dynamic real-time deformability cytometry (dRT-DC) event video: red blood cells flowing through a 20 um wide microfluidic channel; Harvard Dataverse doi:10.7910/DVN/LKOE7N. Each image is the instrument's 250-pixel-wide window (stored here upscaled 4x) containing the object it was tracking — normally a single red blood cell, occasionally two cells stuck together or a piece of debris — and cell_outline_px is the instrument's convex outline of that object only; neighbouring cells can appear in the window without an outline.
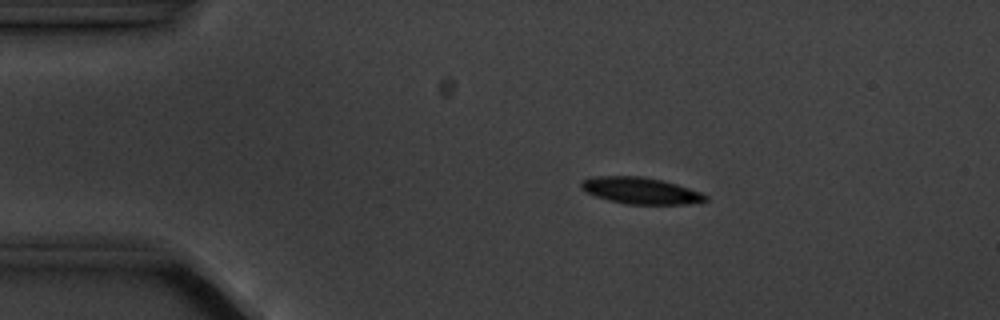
{"species": "common noctule bat (a hibernating species)", "species_latin": "Nyctalus noctula", "temperature_condition": "cold", "stored_images_in_passage": 3, "camera_frame_rate_fps": 3000, "um_per_image_px": 0.085, "animal": {"sex": "male", "body_mass_g": 20.1, "forearm_length_mm": 53.5}, "frame": {"image": 1, "passage_image": 2, "time_ms": 1.0, "image_size_px": [1000, 320], "cell_outline_px": [[708, 200], [688, 204], [628, 204], [608, 200], [596, 196], [580, 188], [580, 184], [584, 180], [592, 176], [644, 176], [676, 184], [700, 192], [708, 196]], "centroid_in_image_um": [54.44, 16.2], "position_along_channel_um": 30.6, "area_um2": 19.07}}